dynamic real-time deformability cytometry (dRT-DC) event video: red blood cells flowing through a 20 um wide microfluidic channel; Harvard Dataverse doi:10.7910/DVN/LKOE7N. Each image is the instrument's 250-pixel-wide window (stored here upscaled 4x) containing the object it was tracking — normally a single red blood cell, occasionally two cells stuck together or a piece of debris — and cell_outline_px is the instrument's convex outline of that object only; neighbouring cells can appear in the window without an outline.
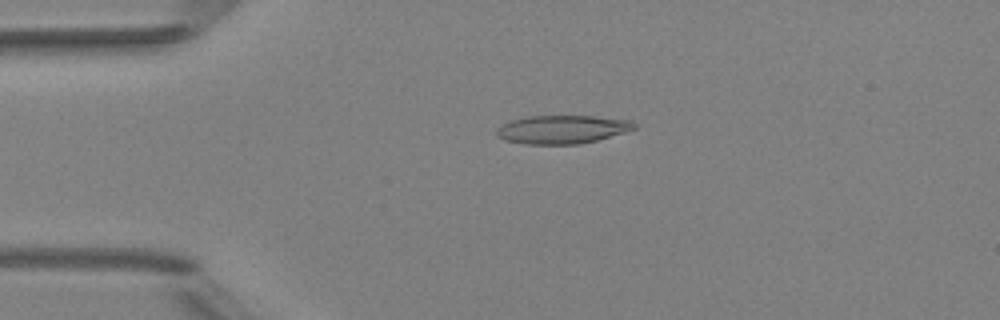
{"species": "Egyptian fruit bat (a non-hibernating species)", "species_latin": "Rousettus aegyptiacus", "temperature_condition": "room temperature", "stored_images_in_passage": 4, "camera_frame_rate_fps": 3000, "um_per_image_px": 0.085, "animal": {"sex": "female"}, "frame": {"image": 1, "passage_image": 3, "time_ms": 2.333, "image_size_px": [1000, 320], "cell_outline_px": [[636, 128], [624, 132], [596, 140], [580, 144], [524, 144], [504, 140], [496, 136], [496, 128], [512, 120], [528, 116], [596, 116], [632, 120], [636, 124]], "centroid_in_image_um": [47.77, 11.0], "position_along_channel_um": 37.2, "area_um2": 22.77}}